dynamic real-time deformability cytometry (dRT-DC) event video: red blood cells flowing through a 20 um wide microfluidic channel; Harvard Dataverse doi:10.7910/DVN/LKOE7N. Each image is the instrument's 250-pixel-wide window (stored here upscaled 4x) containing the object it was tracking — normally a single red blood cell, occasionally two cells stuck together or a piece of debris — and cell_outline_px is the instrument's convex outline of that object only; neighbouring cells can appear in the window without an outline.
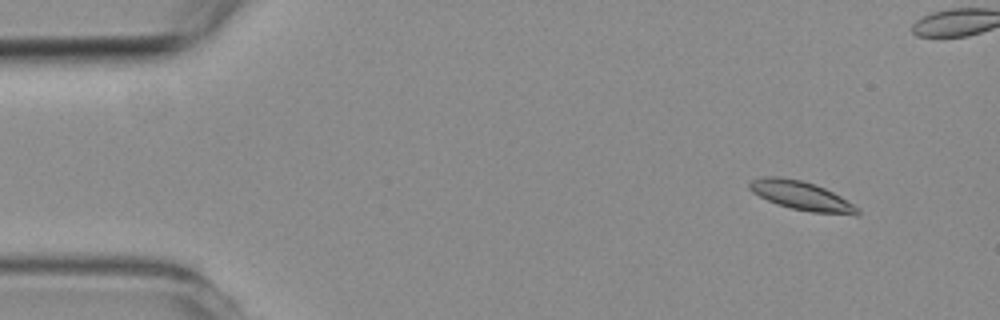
{"species": "common noctule bat (a hibernating species)", "species_latin": "Nyctalus noctula", "temperature_condition": "room temperature", "stored_images_in_passage": 4, "camera_frame_rate_fps": 3000, "um_per_image_px": 0.085, "animal": {"sex": "female", "body_mass_g": 19.3, "forearm_length_mm": 54.1}, "frame": {"image": 1, "passage_image": 1, "time_ms": 0.0, "image_size_px": [1000, 320], "cell_outline_px": [[860, 212], [856, 216], [812, 212], [792, 208], [776, 204], [752, 192], [748, 188], [748, 184], [752, 180], [764, 176], [780, 176], [800, 180], [824, 188], [840, 196], [860, 208]], "centroid_in_image_um": [68.14, 16.65], "position_along_channel_um": 16.9, "area_um2": 18.15}}